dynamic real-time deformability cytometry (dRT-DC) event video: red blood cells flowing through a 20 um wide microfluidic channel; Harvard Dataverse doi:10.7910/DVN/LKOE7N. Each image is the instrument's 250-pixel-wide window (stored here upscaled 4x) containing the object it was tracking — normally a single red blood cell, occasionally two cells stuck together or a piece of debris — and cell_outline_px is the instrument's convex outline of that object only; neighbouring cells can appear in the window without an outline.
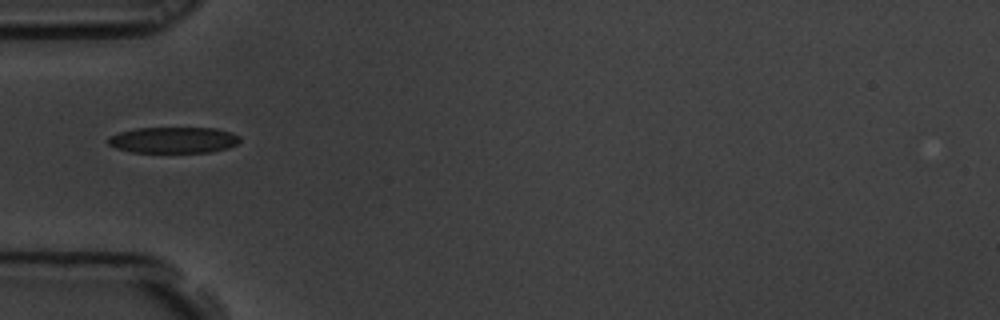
{"species": "common noctule bat (a hibernating species)", "species_latin": "Nyctalus noctula", "temperature_condition": "room temperature", "stored_images_in_passage": 11, "camera_frame_rate_fps": 3000, "um_per_image_px": 0.085, "animal": {"sex": "male", "body_mass_g": 19.5, "forearm_length_mm": 54.6}, "frame": {"image": 1, "passage_image": 1, "time_ms": 0.0, "image_size_px": [1000, 320], "cell_outline_px": [[240, 140], [236, 144], [228, 148], [212, 152], [132, 152], [116, 148], [108, 144], [108, 136], [120, 132], [136, 128], [216, 128], [232, 132], [240, 136]], "centroid_in_image_um": [14.76, 11.9], "position_along_channel_um": 70.2, "area_um2": 20.11}}
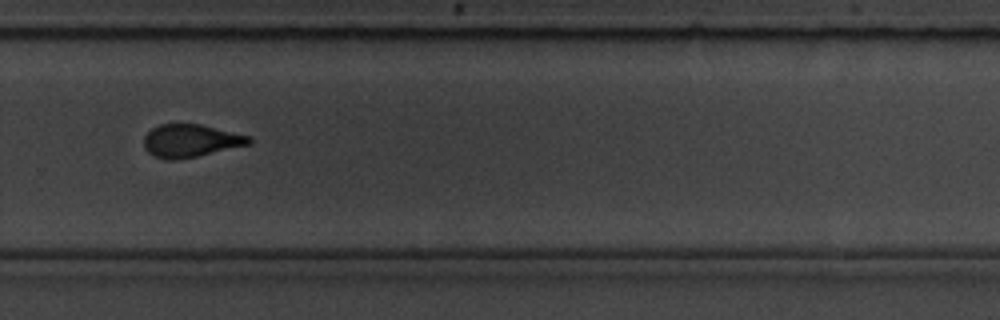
{"frame": {"image": 2, "passage_image": 7, "time_ms": 2.0, "image_size_px": [1000, 320], "cell_outline_px": [[252, 144], [196, 156], [172, 160], [168, 160], [156, 156], [148, 152], [144, 148], [144, 136], [152, 128], [160, 124], [200, 124], [252, 136]], "centroid_in_image_um": [16.23, 11.95], "position_along_channel_um": 313.6, "area_um2": 20.06}}
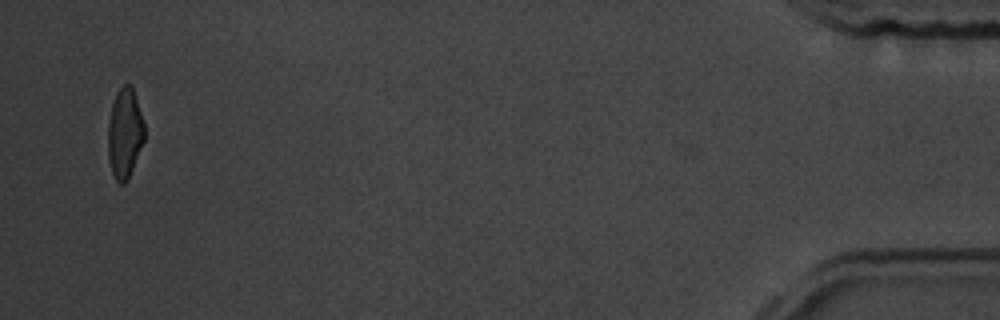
{"frame": {"image": 3, "passage_image": 11, "time_ms": 3.333, "image_size_px": [1000, 320], "cell_outline_px": [[144, 140], [132, 168], [124, 184], [120, 184], [116, 180], [112, 172], [108, 156], [108, 124], [112, 104], [116, 92], [124, 84], [132, 84], [144, 124]], "centroid_in_image_um": [10.59, 11.28], "position_along_channel_um": 424.6, "area_um2": 18.84}}